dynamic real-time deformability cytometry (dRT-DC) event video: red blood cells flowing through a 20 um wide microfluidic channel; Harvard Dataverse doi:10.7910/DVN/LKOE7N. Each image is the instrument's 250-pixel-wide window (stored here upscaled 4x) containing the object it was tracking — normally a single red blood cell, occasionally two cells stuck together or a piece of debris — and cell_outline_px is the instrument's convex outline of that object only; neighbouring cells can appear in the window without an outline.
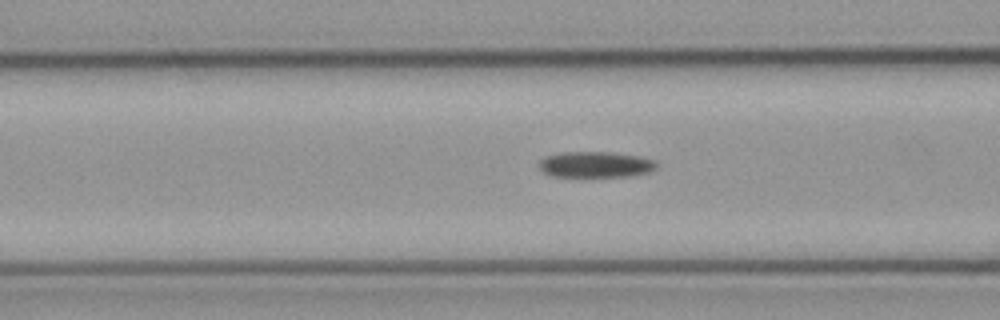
{"species": "common noctule bat (a hibernating species)", "species_latin": "Nyctalus noctula", "temperature_condition": "cold", "stored_images_in_passage": 34, "camera_frame_rate_fps": 3000, "um_per_image_px": 0.085, "animal": {"sex": "male", "body_mass_g": 23.1, "forearm_length_mm": 52.7}, "frame": {"image": 1, "passage_image": 9, "time_ms": 2.667, "image_size_px": [1000, 320], "cell_outline_px": [[656, 168], [648, 172], [628, 176], [552, 176], [544, 172], [540, 168], [540, 160], [544, 156], [560, 152], [612, 152], [640, 156], [656, 160]], "centroid_in_image_um": [50.62, 13.97], "position_along_channel_um": 116.0, "area_um2": 17.69}}
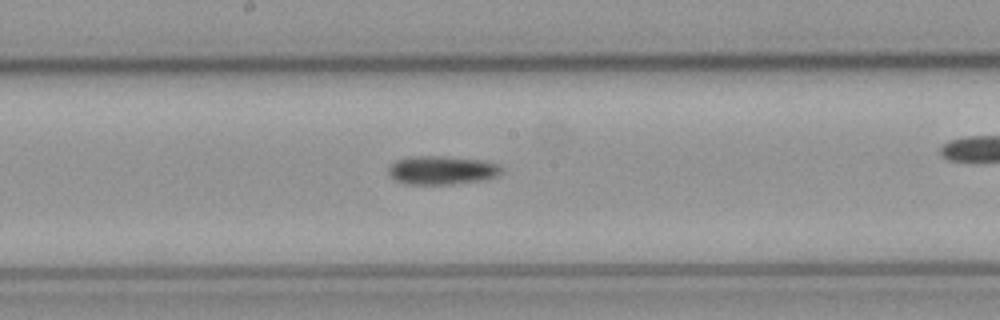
{"frame": {"image": 2, "passage_image": 17, "time_ms": 5.333, "image_size_px": [1000, 320], "cell_outline_px": [[500, 172], [496, 176], [480, 180], [452, 184], [404, 184], [388, 176], [388, 168], [396, 160], [412, 156], [436, 156], [480, 160], [500, 164]], "centroid_in_image_um": [37.49, 14.47], "position_along_channel_um": 210.7, "area_um2": 18.61}}
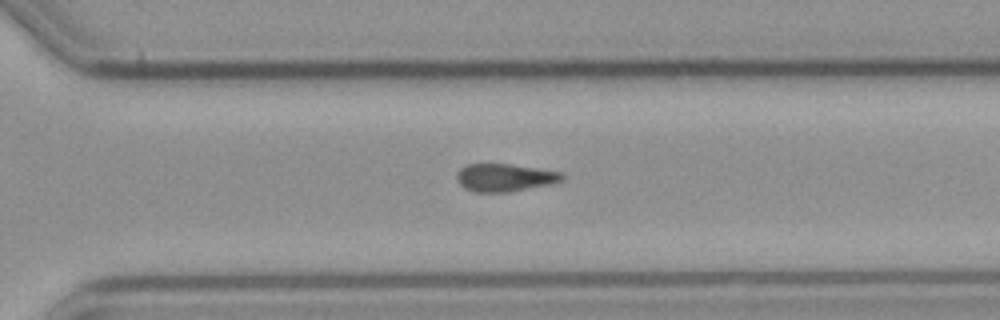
{"frame": {"image": 3, "passage_image": 27, "time_ms": 8.667, "image_size_px": [1000, 320], "cell_outline_px": [[564, 176], [560, 180], [548, 184], [508, 192], [472, 192], [464, 188], [456, 180], [456, 172], [460, 168], [468, 164], [508, 164], [564, 172]], "centroid_in_image_um": [42.84, 15.09], "position_along_channel_um": 327.8, "area_um2": 16.94}}